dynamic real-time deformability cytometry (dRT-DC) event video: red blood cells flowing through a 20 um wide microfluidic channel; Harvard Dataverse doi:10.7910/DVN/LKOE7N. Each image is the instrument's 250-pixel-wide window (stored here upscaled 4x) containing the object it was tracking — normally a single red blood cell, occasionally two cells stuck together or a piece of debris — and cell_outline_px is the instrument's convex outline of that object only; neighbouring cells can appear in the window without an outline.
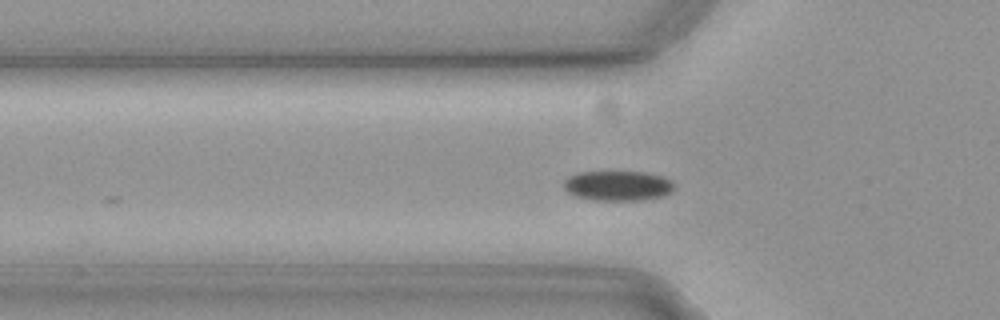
{"species": "common noctule bat (a hibernating species)", "species_latin": "Nyctalus noctula", "temperature_condition": "cold", "stored_images_in_passage": 8, "camera_frame_rate_fps": 3000, "um_per_image_px": 0.085, "animal": {"sex": "female", "body_mass_g": 19.3, "forearm_length_mm": 54.1}, "frame": {"image": 1, "passage_image": 3, "time_ms": 0.667, "image_size_px": [1000, 320], "cell_outline_px": [[676, 188], [672, 192], [664, 196], [644, 200], [592, 200], [576, 196], [568, 192], [564, 188], [564, 180], [568, 176], [580, 172], [644, 172], [664, 176], [672, 180], [676, 184]], "centroid_in_image_um": [52.58, 15.79], "position_along_channel_um": 73.2, "area_um2": 19.59}}